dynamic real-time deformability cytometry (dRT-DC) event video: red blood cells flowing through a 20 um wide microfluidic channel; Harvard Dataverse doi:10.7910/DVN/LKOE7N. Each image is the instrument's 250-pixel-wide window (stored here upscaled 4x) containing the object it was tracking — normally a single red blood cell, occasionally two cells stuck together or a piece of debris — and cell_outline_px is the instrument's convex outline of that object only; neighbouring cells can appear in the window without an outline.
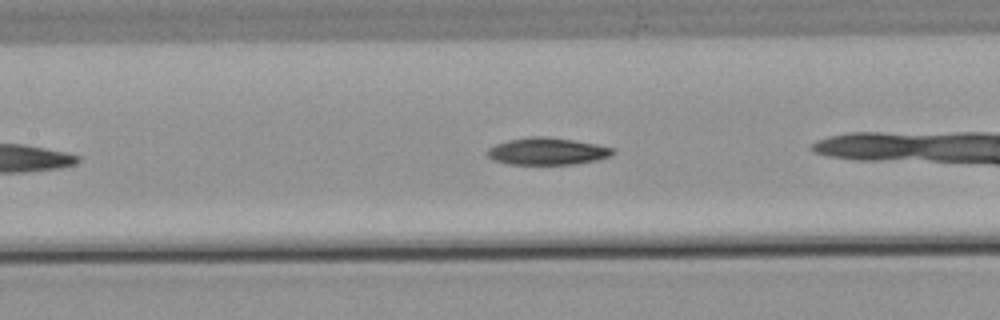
{"species": "common noctule bat (a hibernating species)", "species_latin": "Nyctalus noctula", "temperature_condition": "warm", "stored_images_in_passage": 32, "camera_frame_rate_fps": 3000, "um_per_image_px": 0.085, "animal": {"sex": "male", "body_mass_g": 21.5, "forearm_length_mm": 52.0}, "frame": {"image": 1, "passage_image": 14, "time_ms": 4.333, "image_size_px": [1000, 320], "cell_outline_px": [[616, 152], [612, 156], [596, 160], [576, 164], [508, 164], [492, 160], [484, 152], [488, 148], [496, 144], [508, 140], [528, 136], [544, 136], [572, 140], [596, 144], [612, 148]], "centroid_in_image_um": [46.48, 12.86], "position_along_channel_um": 160.9, "area_um2": 19.94}}